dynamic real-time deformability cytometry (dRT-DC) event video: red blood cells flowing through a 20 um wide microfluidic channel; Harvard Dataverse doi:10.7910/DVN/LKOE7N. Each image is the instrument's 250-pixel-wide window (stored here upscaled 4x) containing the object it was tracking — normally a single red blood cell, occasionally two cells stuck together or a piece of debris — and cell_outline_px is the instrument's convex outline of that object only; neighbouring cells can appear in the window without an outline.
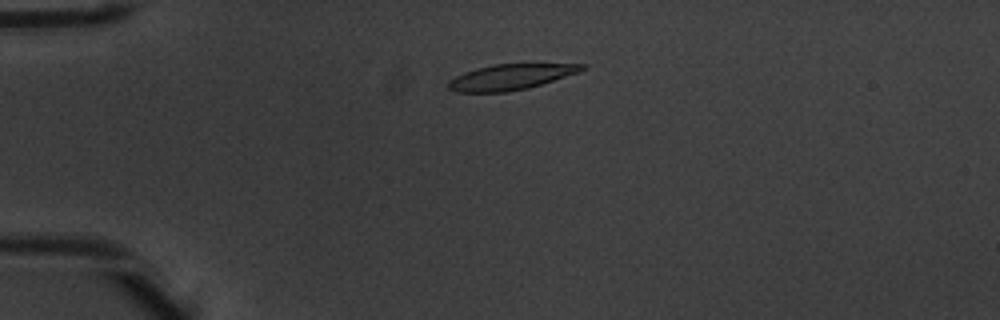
{"species": "common noctule bat (a hibernating species)", "species_latin": "Nyctalus noctula", "temperature_condition": "warm", "stored_images_in_passage": 4, "camera_frame_rate_fps": 3000, "um_per_image_px": 0.085, "animal": {"sex": "male", "body_mass_g": 20.1, "forearm_length_mm": 53.5}, "frame": {"image": 1, "passage_image": 3, "time_ms": 0.667, "image_size_px": [1000, 320], "cell_outline_px": [[584, 68], [576, 72], [528, 88], [508, 92], [456, 92], [448, 88], [448, 80], [464, 72], [476, 68], [492, 64], [584, 64]], "centroid_in_image_um": [43.29, 6.55], "position_along_channel_um": 41.7, "area_um2": 19.54}}